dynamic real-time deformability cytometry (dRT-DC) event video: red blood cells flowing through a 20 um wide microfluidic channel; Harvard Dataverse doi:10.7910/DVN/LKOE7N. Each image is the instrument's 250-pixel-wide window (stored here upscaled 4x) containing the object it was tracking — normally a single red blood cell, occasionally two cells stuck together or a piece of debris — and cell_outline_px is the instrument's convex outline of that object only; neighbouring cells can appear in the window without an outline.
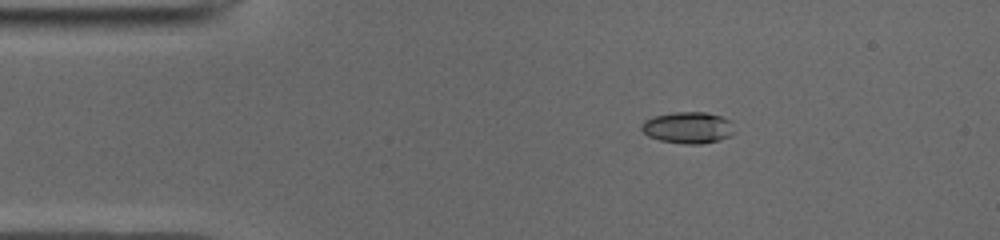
{"species": "common noctule bat (a hibernating species)", "species_latin": "Nyctalus noctula", "temperature_condition": "cold", "stored_images_in_passage": 44, "camera_frame_rate_fps": 3000, "um_per_image_px": 0.085, "animal": {"sex": "male", "body_mass_g": 19.0, "forearm_length_mm": 50.8}, "frame": {"image": 1, "passage_image": 2, "time_ms": 0.333, "image_size_px": [1000, 240], "cell_outline_px": [[736, 132], [720, 140], [700, 144], [684, 144], [660, 140], [648, 136], [640, 128], [644, 120], [656, 116], [672, 112], [704, 112], [720, 116], [732, 120]], "centroid_in_image_um": [58.52, 10.85], "position_along_channel_um": 26.5, "area_um2": 17.17}}
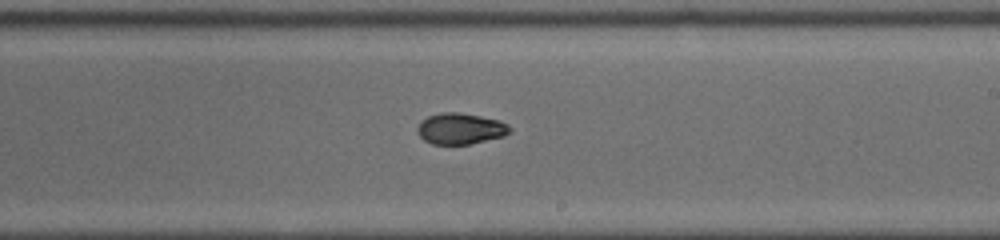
{"frame": {"image": 2, "passage_image": 23, "time_ms": 7.333, "image_size_px": [1000, 240], "cell_outline_px": [[512, 132], [504, 136], [468, 144], [432, 144], [424, 140], [420, 136], [416, 128], [420, 120], [428, 116], [440, 112], [460, 112], [500, 120], [508, 124], [512, 128]], "centroid_in_image_um": [39.14, 10.92], "position_along_channel_um": 249.9, "area_um2": 16.94}}
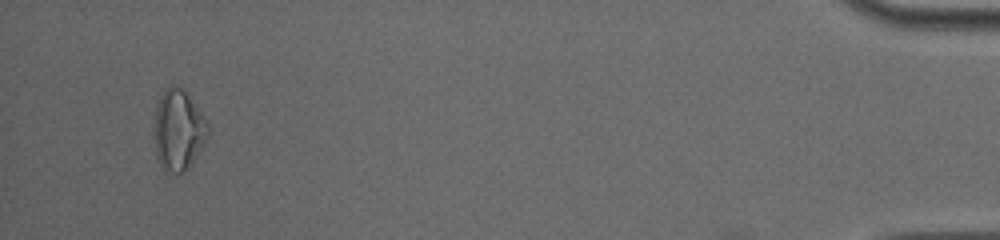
{"frame": {"image": 3, "passage_image": 42, "time_ms": 13.667, "image_size_px": [1000, 240], "cell_outline_px": [[208, 136], [192, 160], [180, 172], [168, 176], [160, 164], [156, 156], [152, 136], [152, 132], [156, 108], [160, 96], [164, 88], [168, 84], [176, 84], [184, 88], [188, 92], [208, 120]], "centroid_in_image_um": [15.12, 10.97], "position_along_channel_um": 420.1, "area_um2": 25.95}, "authors_computed_cell_mechanics": {"area_um2": 17.0799, "velocity_mm_per_s": 3.9611, "shape_relaxation_time_tau1_ms": 4.9575, "shape_relaxation_time_tau2_ms": 2.2093, "deformation_change_tau1": 0.1899, "deformation_change_tau2": 0.0567}}